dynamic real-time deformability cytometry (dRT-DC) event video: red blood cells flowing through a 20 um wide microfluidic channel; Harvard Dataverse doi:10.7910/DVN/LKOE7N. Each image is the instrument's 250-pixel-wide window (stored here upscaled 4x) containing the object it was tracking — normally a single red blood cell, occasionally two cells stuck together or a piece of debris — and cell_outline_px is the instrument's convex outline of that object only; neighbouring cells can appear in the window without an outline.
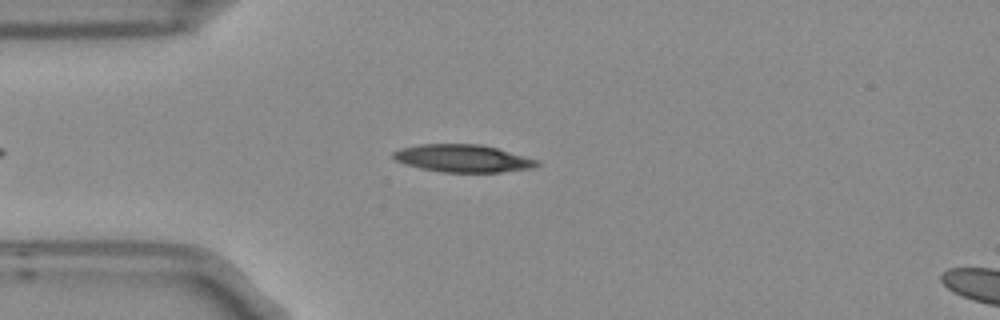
{"species": "Egyptian fruit bat (a non-hibernating species)", "species_latin": "Rousettus aegyptiacus", "temperature_condition": "room temperature", "stored_images_in_passage": 6, "camera_frame_rate_fps": 3000, "um_per_image_px": 0.085, "frame": {"image": 1, "passage_image": 2, "time_ms": 0.333, "image_size_px": [1000, 320], "cell_outline_px": [[540, 164], [532, 168], [500, 172], [440, 172], [420, 168], [404, 164], [396, 160], [392, 156], [392, 152], [400, 148], [420, 144], [480, 144], [496, 148], [540, 160]], "centroid_in_image_um": [39.33, 13.46], "position_along_channel_um": 45.7, "area_um2": 23.12}}